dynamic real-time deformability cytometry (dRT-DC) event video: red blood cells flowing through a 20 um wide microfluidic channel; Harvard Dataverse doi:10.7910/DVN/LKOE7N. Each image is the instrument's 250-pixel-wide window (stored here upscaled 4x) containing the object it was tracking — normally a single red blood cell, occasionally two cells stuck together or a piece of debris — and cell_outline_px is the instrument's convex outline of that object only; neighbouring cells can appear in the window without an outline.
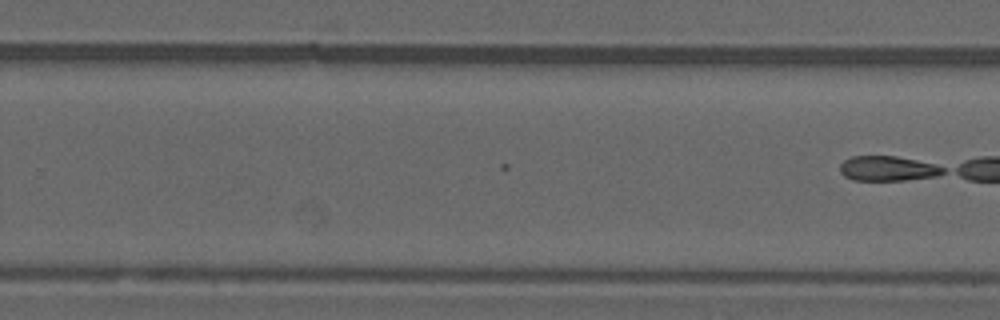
{"species": "common noctule bat (a hibernating species)", "species_latin": "Nyctalus noctula", "temperature_condition": "warm", "stored_images_in_passage": 19, "camera_frame_rate_fps": 3000, "um_per_image_px": 0.085, "animal": {"sex": "male", "forearm_length_mm": 52.5}, "frame": {"image": 1, "passage_image": 19, "time_ms": 6.0, "image_size_px": [1000, 320], "cell_outline_px": [[944, 172], [936, 176], [904, 180], [852, 180], [844, 176], [840, 172], [840, 164], [844, 160], [852, 156], [896, 156], [936, 164], [944, 168]], "centroid_in_image_um": [75.43, 14.32], "position_along_channel_um": 254.4, "area_um2": 14.91}}